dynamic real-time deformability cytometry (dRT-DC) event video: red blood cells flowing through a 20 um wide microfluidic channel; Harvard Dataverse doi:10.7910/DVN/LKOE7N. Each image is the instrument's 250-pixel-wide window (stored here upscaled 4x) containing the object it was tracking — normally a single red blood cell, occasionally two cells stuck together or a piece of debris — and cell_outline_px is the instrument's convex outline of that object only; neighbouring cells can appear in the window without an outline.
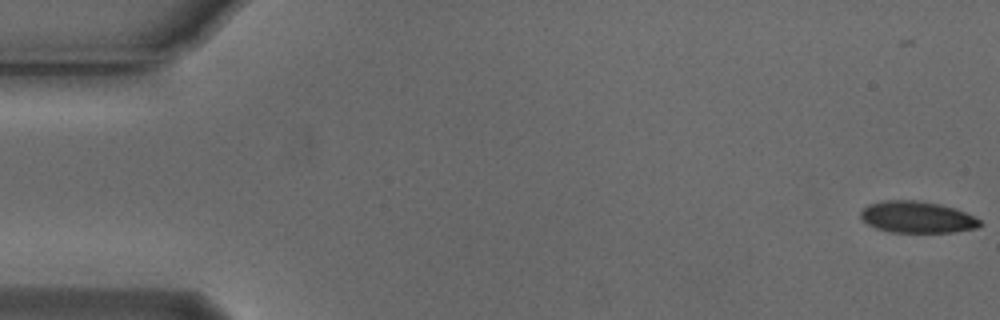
{"species": "Egyptian fruit bat (a non-hibernating species)", "species_latin": "Rousettus aegyptiacus", "temperature_condition": "cold", "stored_images_in_passage": 55, "camera_frame_rate_fps": 3000, "um_per_image_px": 0.085, "animal": {"sex": "male"}, "frame": {"image": 1, "passage_image": 1, "time_ms": 0.0, "image_size_px": [1000, 320], "cell_outline_px": [[984, 224], [976, 228], [952, 232], [892, 232], [876, 228], [868, 224], [860, 216], [860, 212], [868, 204], [884, 200], [920, 200], [940, 204], [956, 208], [980, 220]], "centroid_in_image_um": [77.96, 18.44], "position_along_channel_um": 7.0, "area_um2": 21.96}}
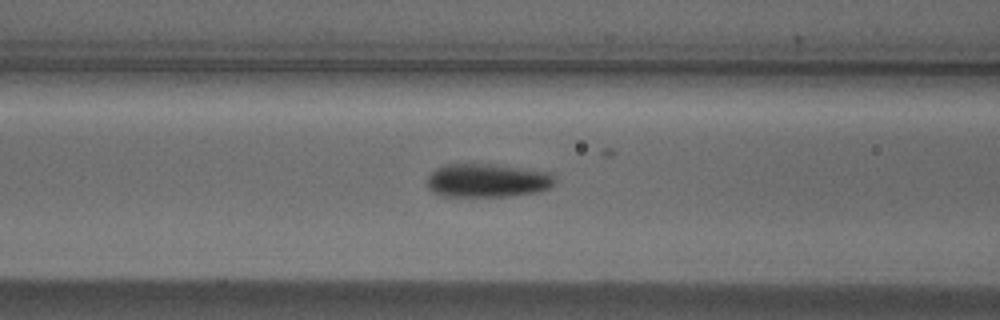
{"frame": {"image": 2, "passage_image": 22, "time_ms": 7.0, "image_size_px": [1000, 320], "cell_outline_px": [[556, 184], [540, 192], [508, 196], [444, 196], [432, 192], [428, 188], [428, 176], [436, 168], [444, 164], [496, 164], [548, 172], [556, 176]], "centroid_in_image_um": [41.45, 15.34], "position_along_channel_um": 125.1, "area_um2": 25.2}}
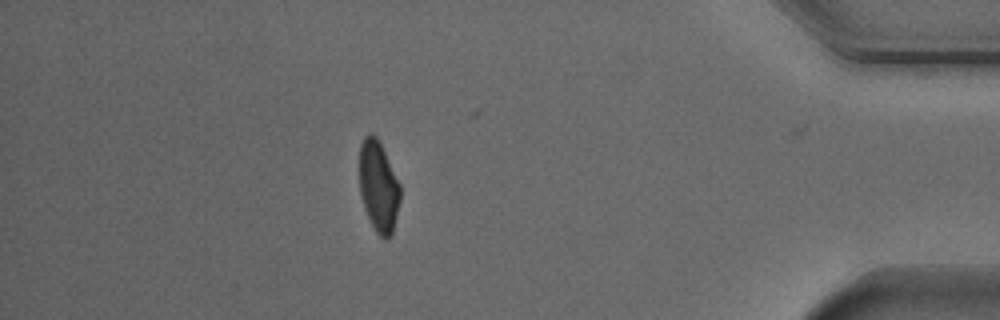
{"frame": {"image": 3, "passage_image": 48, "time_ms": 15.667, "image_size_px": [1000, 320], "cell_outline_px": [[400, 200], [392, 232], [388, 240], [384, 240], [376, 232], [364, 208], [360, 196], [360, 144], [364, 136], [368, 132], [372, 132], [376, 136], [400, 184]], "centroid_in_image_um": [32.16, 15.85], "position_along_channel_um": 403.0, "area_um2": 21.44}, "authors_computed_cell_mechanics": {"area_um2": 23.6402, "velocity_mm_per_s": 3.7508, "shape_relaxation_time_tau1_ms": 3.3095, "shape_relaxation_time_tau2_ms": 1.529, "deformation_change_tau1": 0.1272, "deformation_change_tau2": 0.0618}}